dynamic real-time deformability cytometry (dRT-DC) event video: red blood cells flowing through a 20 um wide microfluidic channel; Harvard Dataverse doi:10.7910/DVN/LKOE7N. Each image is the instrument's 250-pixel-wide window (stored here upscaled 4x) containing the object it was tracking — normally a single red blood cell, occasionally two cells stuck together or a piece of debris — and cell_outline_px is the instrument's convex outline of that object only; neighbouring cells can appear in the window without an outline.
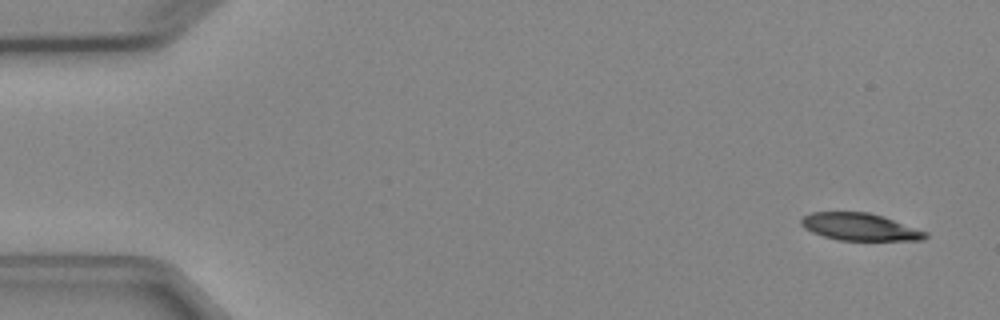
{"species": "Egyptian fruit bat (a non-hibernating species)", "species_latin": "Rousettus aegyptiacus", "temperature_condition": "cold", "stored_images_in_passage": 5, "camera_frame_rate_fps": 3000, "um_per_image_px": 0.085, "animal": {"sex": "female"}, "frame": {"image": 1, "passage_image": 1, "time_ms": 0.0, "image_size_px": [1000, 320], "cell_outline_px": [[928, 236], [924, 240], [840, 240], [824, 236], [812, 232], [804, 228], [800, 224], [800, 220], [804, 216], [812, 212], [868, 212], [884, 216], [928, 232]], "centroid_in_image_um": [73.1, 19.28], "position_along_channel_um": 11.9, "area_um2": 19.77}}
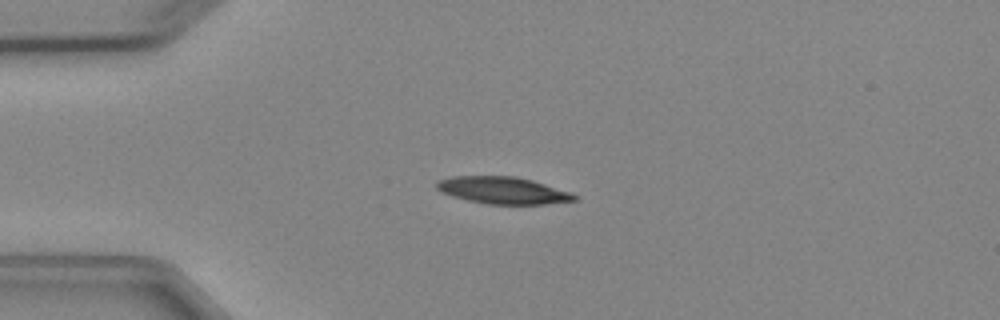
{"frame": {"image": 2, "passage_image": 4, "time_ms": 3.333, "image_size_px": [1000, 320], "cell_outline_px": [[580, 196], [576, 200], [544, 204], [488, 204], [468, 200], [452, 196], [440, 192], [436, 188], [436, 180], [452, 176], [516, 176], [532, 180], [572, 192]], "centroid_in_image_um": [42.75, 16.17], "position_along_channel_um": 42.3, "area_um2": 21.85}}